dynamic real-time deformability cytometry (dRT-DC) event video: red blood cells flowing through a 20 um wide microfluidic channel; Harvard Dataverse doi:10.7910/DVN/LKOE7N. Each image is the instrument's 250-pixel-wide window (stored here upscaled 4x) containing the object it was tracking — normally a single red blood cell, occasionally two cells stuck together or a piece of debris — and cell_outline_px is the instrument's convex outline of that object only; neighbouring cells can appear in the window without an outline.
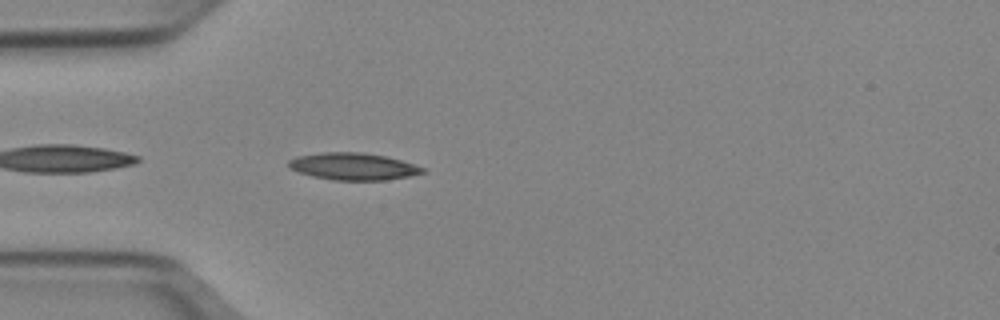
{"species": "Egyptian fruit bat (a non-hibernating species)", "species_latin": "Rousettus aegyptiacus", "temperature_condition": "cold", "stored_images_in_passage": 6, "camera_frame_rate_fps": 3000, "um_per_image_px": 0.085, "animal": {"sex": "female"}, "frame": {"image": 1, "passage_image": 2, "time_ms": 0.333, "image_size_px": [1000, 320], "cell_outline_px": [[428, 172], [408, 176], [384, 180], [332, 180], [312, 176], [288, 168], [288, 160], [296, 156], [324, 152], [364, 152], [384, 156], [400, 160], [424, 168]], "centroid_in_image_um": [29.99, 14.14], "position_along_channel_um": 55.0, "area_um2": 21.1}}